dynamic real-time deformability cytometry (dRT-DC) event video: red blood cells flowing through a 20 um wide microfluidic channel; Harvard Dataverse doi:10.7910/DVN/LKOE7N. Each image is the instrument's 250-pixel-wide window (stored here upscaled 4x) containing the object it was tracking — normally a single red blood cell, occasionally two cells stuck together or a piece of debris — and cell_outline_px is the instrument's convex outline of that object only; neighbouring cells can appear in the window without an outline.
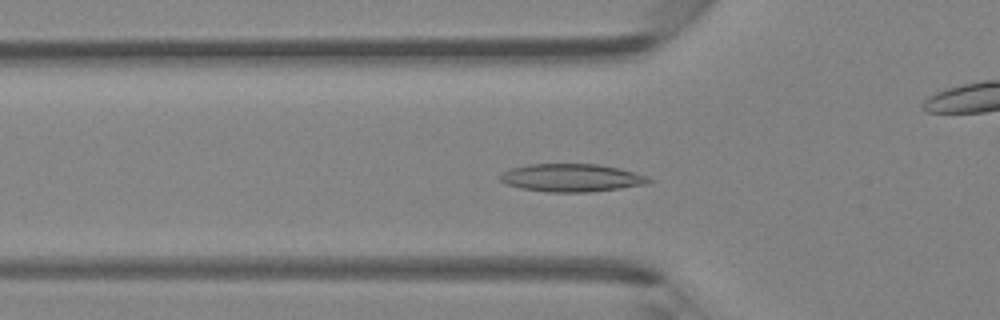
{"species": "Egyptian fruit bat (a non-hibernating species)", "species_latin": "Rousettus aegyptiacus", "temperature_condition": "room temperature", "stored_images_in_passage": 42, "camera_frame_rate_fps": 3000, "um_per_image_px": 0.085, "animal": {"sex": "female"}, "frame": {"image": 1, "passage_image": 10, "time_ms": 3.0, "image_size_px": [1000, 320], "cell_outline_px": [[656, 180], [648, 184], [620, 188], [588, 192], [548, 192], [520, 188], [508, 184], [500, 180], [500, 176], [508, 168], [528, 164], [600, 164], [620, 168], [648, 176]], "centroid_in_image_um": [48.63, 15.11], "position_along_channel_um": 77.2, "area_um2": 24.33}}
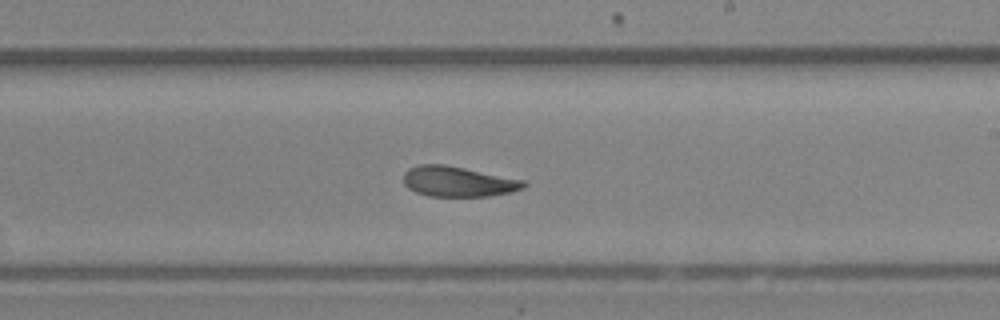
{"frame": {"image": 2, "passage_image": 22, "time_ms": 7.0, "image_size_px": [1000, 320], "cell_outline_px": [[528, 184], [524, 188], [512, 192], [488, 196], [428, 196], [416, 192], [408, 188], [404, 184], [404, 172], [408, 168], [420, 164], [444, 164], [524, 180]], "centroid_in_image_um": [38.93, 15.43], "position_along_channel_um": 250.1, "area_um2": 21.21}}
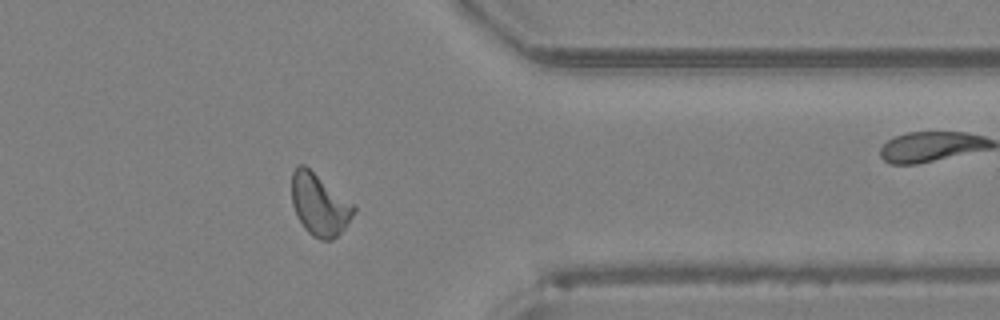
{"frame": {"image": 3, "passage_image": 32, "time_ms": 10.333, "image_size_px": [1000, 320], "cell_outline_px": [[356, 212], [344, 228], [332, 240], [320, 240], [312, 236], [304, 228], [296, 216], [292, 204], [292, 172], [296, 164], [304, 164], [356, 204]], "centroid_in_image_um": [27.16, 17.37], "position_along_channel_um": 384.2, "area_um2": 22.77}, "authors_computed_cell_mechanics": {"area_um2": 21.8484, "velocity_mm_per_s": 4.3359, "shape_relaxation_time_tau1_ms": 4.8741, "shape_relaxation_time_tau2_ms": 3.0596, "deformation_change_tau1": 0.1344, "deformation_change_tau2": 0.1007}}